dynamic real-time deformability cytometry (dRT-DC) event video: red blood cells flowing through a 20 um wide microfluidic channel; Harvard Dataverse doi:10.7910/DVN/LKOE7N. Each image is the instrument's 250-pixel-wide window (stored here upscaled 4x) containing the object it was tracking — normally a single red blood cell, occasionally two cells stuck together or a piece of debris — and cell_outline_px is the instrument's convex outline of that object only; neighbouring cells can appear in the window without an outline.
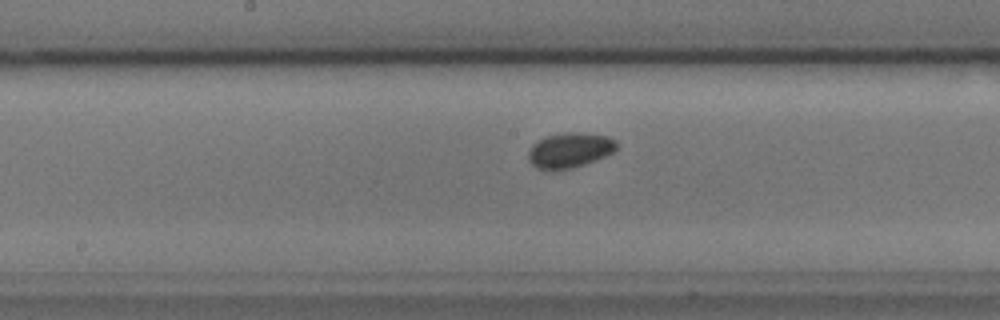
{"species": "common noctule bat (a hibernating species)", "species_latin": "Nyctalus noctula", "temperature_condition": "cold", "stored_images_in_passage": 30, "camera_frame_rate_fps": 3000, "um_per_image_px": 0.085, "animal": {"sex": "male", "body_mass_g": 17.9, "forearm_length_mm": 54.2}, "frame": {"image": 1, "passage_image": 13, "time_ms": 4.0, "image_size_px": [1000, 320], "cell_outline_px": [[616, 148], [612, 152], [604, 156], [584, 164], [572, 168], [536, 168], [528, 160], [528, 152], [532, 144], [544, 136], [564, 132], [576, 132], [608, 136], [616, 140]], "centroid_in_image_um": [48.4, 12.73], "position_along_channel_um": 199.8, "area_um2": 17.74}}